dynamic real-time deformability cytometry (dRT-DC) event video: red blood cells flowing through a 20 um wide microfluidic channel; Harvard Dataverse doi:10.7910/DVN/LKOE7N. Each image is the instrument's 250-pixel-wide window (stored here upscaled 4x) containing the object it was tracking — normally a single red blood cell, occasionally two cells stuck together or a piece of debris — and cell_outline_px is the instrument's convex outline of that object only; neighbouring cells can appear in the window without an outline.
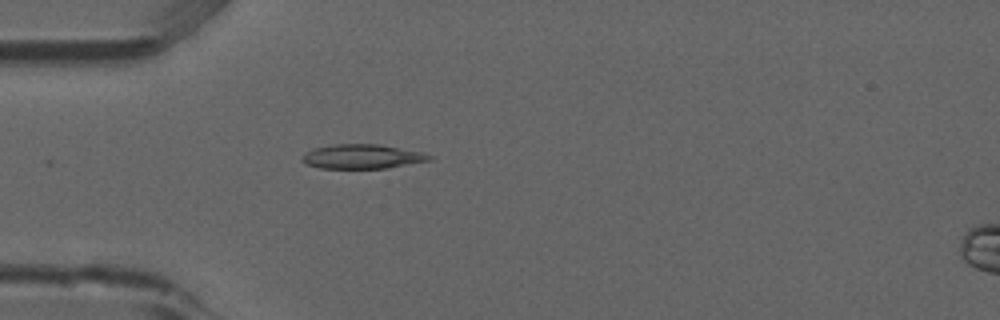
{"species": "common noctule bat (a hibernating species)", "species_latin": "Nyctalus noctula", "temperature_condition": "room temperature", "stored_images_in_passage": 3, "segment_of_instrument_passage": [1, 2], "camera_frame_rate_fps": 3000, "um_per_image_px": 0.085, "animal": {"sex": "male", "forearm_length_mm": 52.5}, "frame": {"image": 1, "passage_image": 2, "time_ms": 0.333, "image_size_px": [1000, 320], "cell_outline_px": [[432, 160], [388, 168], [320, 168], [304, 164], [300, 160], [300, 156], [304, 152], [312, 148], [336, 144], [380, 144], [424, 152], [432, 156]], "centroid_in_image_um": [30.75, 13.3], "position_along_channel_um": 54.2, "area_um2": 18.38}}